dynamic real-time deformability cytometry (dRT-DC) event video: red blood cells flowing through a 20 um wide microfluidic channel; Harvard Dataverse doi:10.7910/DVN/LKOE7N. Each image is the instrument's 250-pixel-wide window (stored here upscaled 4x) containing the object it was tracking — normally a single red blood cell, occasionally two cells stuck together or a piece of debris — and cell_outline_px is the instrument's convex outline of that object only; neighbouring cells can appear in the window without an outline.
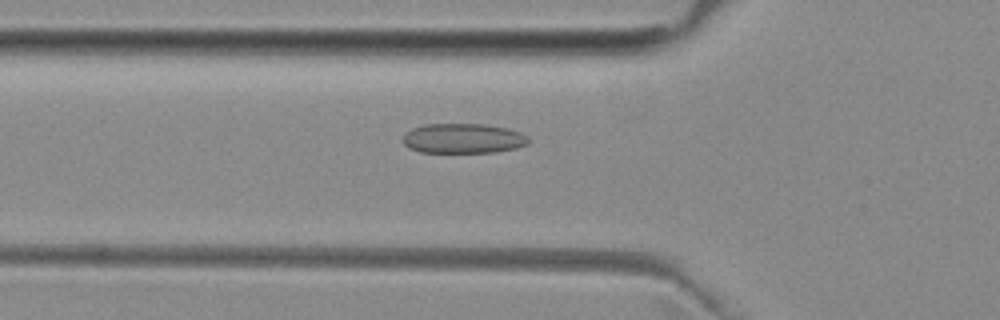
{"species": "common noctule bat (a hibernating species)", "species_latin": "Nyctalus noctula", "temperature_condition": "room temperature", "stored_images_in_passage": 51, "camera_frame_rate_fps": 3000, "um_per_image_px": 0.085, "animal": {"sex": "female", "body_mass_g": 29.2, "forearm_length_mm": 56.3}, "frame": {"image": 1, "passage_image": 17, "time_ms": 5.333, "image_size_px": [1000, 320], "cell_outline_px": [[528, 144], [516, 148], [496, 152], [420, 152], [408, 148], [404, 144], [404, 132], [412, 128], [424, 124], [484, 124], [508, 128], [520, 132], [528, 136]], "centroid_in_image_um": [39.36, 11.76], "position_along_channel_um": 86.4, "area_um2": 21.96}}
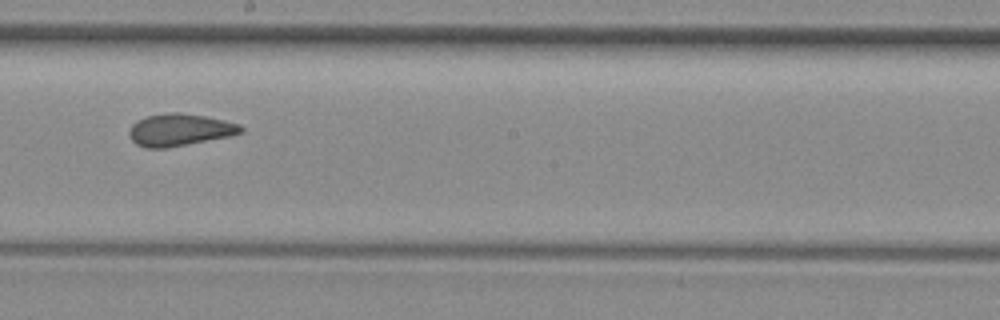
{"frame": {"image": 2, "passage_image": 28, "time_ms": 9.0, "image_size_px": [1000, 320], "cell_outline_px": [[244, 132], [232, 136], [168, 148], [144, 148], [136, 144], [128, 136], [128, 132], [132, 124], [148, 116], [168, 112], [180, 112], [204, 116], [240, 124], [244, 128]], "centroid_in_image_um": [15.29, 11.05], "position_along_channel_um": 232.9, "area_um2": 21.1}}
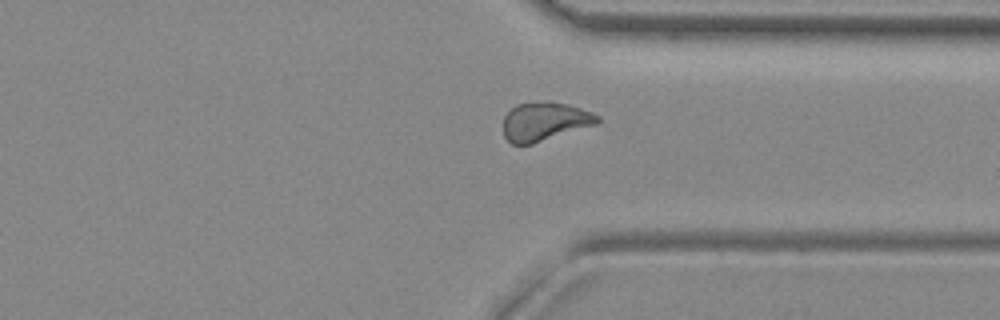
{"frame": {"image": 3, "passage_image": 38, "time_ms": 12.333, "image_size_px": [1000, 320], "cell_outline_px": [[600, 120], [596, 124], [532, 144], [512, 144], [504, 136], [504, 116], [516, 104], [544, 100], [568, 104], [592, 112], [600, 116]], "centroid_in_image_um": [46.3, 10.31], "position_along_channel_um": 365.1, "area_um2": 21.21}, "authors_computed_cell_mechanics": {"area_um2": 21.2704, "velocity_mm_per_s": 3.9811, "shape_relaxation_time_tau1_ms": null, "shape_relaxation_time_tau2_ms": 1.5134, "deformation_change_tau1": null, "deformation_change_tau2": 0.0881}}